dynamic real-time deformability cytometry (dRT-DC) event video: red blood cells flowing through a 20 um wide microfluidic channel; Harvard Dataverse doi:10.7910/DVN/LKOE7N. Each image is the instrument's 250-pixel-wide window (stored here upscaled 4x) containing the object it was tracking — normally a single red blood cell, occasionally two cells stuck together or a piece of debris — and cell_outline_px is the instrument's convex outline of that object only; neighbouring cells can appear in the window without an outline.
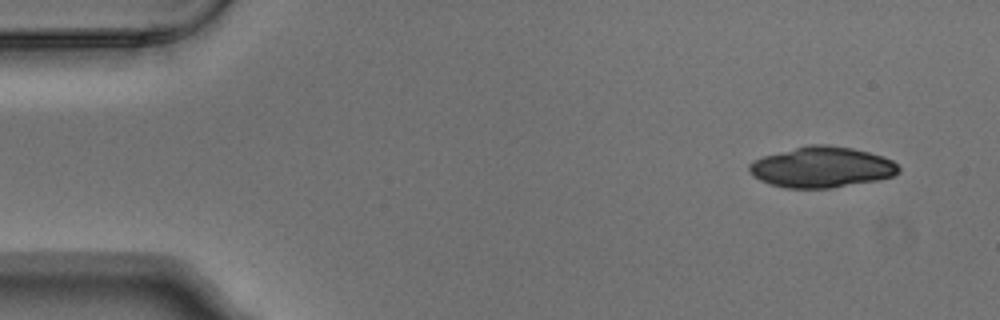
{"species": "Egyptian fruit bat (a non-hibernating species)", "species_latin": "Rousettus aegyptiacus", "temperature_condition": "warm", "stored_images_in_passage": 3, "camera_frame_rate_fps": 3000, "um_per_image_px": 0.085, "animal": {"sex": "male"}, "frame": {"image": 1, "passage_image": 1, "time_ms": 0.0, "image_size_px": [1000, 320], "cell_outline_px": [[900, 172], [892, 176], [876, 180], [832, 188], [784, 188], [768, 184], [752, 176], [748, 168], [748, 164], [752, 160], [764, 156], [812, 144], [828, 144], [852, 148], [884, 156], [892, 160], [900, 168]], "centroid_in_image_um": [69.83, 14.22], "position_along_channel_um": 15.2, "area_um2": 35.49}}